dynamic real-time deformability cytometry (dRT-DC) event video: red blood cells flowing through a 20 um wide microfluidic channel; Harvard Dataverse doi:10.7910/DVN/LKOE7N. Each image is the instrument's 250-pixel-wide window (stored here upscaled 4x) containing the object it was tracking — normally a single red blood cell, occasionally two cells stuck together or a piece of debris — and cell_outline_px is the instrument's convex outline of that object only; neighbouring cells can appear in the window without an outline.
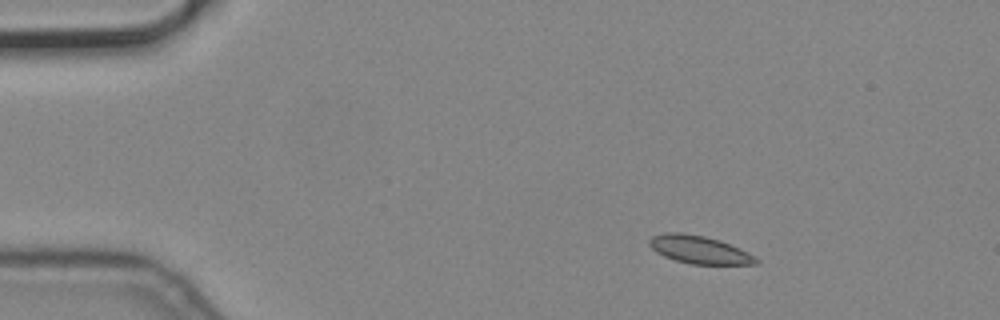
{"species": "common noctule bat (a hibernating species)", "species_latin": "Nyctalus noctula", "temperature_condition": "cold", "stored_images_in_passage": 4, "camera_frame_rate_fps": 3000, "um_per_image_px": 0.085, "animal": {"sex": "male", "body_mass_g": 19.2, "forearm_length_mm": 51.8}, "frame": {"image": 1, "passage_image": 2, "time_ms": 0.333, "image_size_px": [1000, 320], "cell_outline_px": [[760, 264], [692, 264], [676, 260], [664, 256], [656, 252], [648, 244], [648, 240], [652, 236], [664, 232], [680, 232], [704, 236], [720, 240], [740, 248], [760, 260]], "centroid_in_image_um": [59.43, 21.21], "position_along_channel_um": 25.6, "area_um2": 17.34}}